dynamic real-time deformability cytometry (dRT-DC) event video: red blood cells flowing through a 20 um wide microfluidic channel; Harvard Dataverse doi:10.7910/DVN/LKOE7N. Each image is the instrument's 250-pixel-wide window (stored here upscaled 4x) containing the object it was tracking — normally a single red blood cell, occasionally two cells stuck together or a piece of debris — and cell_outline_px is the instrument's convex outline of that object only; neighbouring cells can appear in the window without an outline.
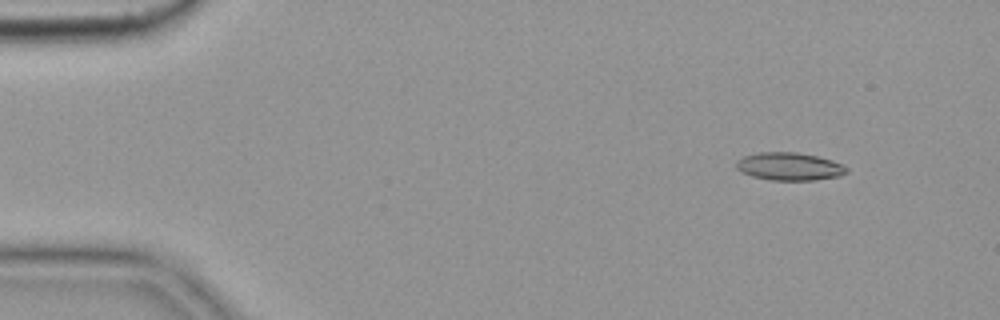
{"species": "common noctule bat (a hibernating species)", "species_latin": "Nyctalus noctula", "temperature_condition": "cold", "stored_images_in_passage": 4, "camera_frame_rate_fps": 3000, "um_per_image_px": 0.085, "animal": {"sex": "female", "body_mass_g": 19.9}, "frame": {"image": 1, "passage_image": 1, "time_ms": 0.0, "image_size_px": [1000, 320], "cell_outline_px": [[848, 172], [840, 176], [816, 180], [772, 180], [752, 176], [736, 168], [736, 160], [744, 156], [756, 152], [796, 152], [816, 156], [832, 160], [848, 168]], "centroid_in_image_um": [67.1, 14.14], "position_along_channel_um": 17.9, "area_um2": 17.86}}